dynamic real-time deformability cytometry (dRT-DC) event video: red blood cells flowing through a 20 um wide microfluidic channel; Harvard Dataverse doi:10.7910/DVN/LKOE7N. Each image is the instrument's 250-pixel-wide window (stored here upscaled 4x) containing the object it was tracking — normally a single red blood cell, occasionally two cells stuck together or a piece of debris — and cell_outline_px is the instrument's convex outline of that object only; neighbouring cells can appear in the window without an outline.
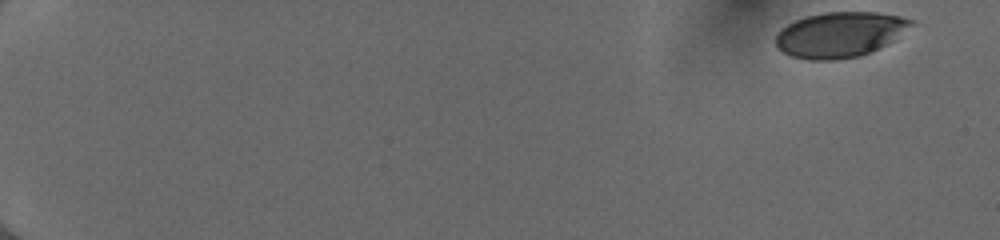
{"species": "human", "species_latin": "Homo sapiens", "temperature_condition": "cold", "stored_images_in_passage": 52, "camera_frame_rate_fps": 3000, "um_per_image_px": 0.085, "donor": {"sex": "female"}, "frame": {"image": 1, "passage_image": 1, "time_ms": 0.0, "image_size_px": [1000, 240], "cell_outline_px": [[916, 24], [888, 44], [860, 56], [836, 60], [808, 60], [792, 56], [784, 52], [776, 44], [776, 32], [788, 24], [796, 20], [808, 16], [824, 12], [876, 12], [900, 16], [916, 20]], "centroid_in_image_um": [71.44, 2.93], "position_along_channel_um": 13.6, "area_um2": 35.89}}
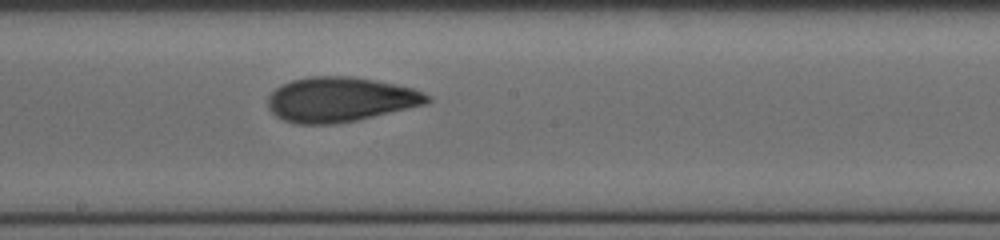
{"frame": {"image": 2, "passage_image": 31, "time_ms": 10.0, "image_size_px": [1000, 240], "cell_outline_px": [[432, 100], [428, 104], [356, 120], [336, 124], [296, 124], [284, 120], [276, 116], [268, 108], [268, 96], [280, 84], [292, 80], [308, 76], [348, 76], [376, 80], [412, 88], [424, 92], [432, 96]], "centroid_in_image_um": [28.93, 8.45], "position_along_channel_um": 219.3, "area_um2": 41.79}}
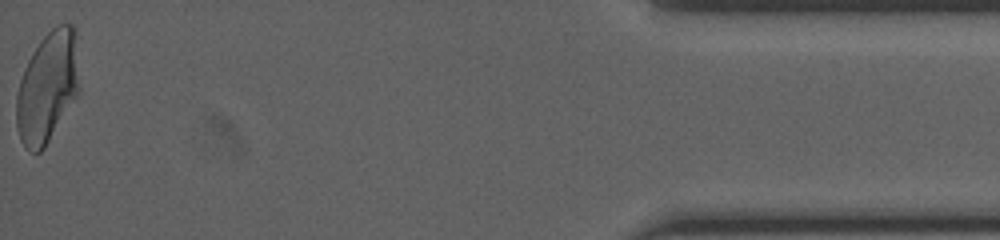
{"frame": {"image": 3, "passage_image": 52, "time_ms": 17.0, "image_size_px": [1000, 240], "cell_outline_px": [[80, 92], [44, 148], [40, 152], [28, 152], [24, 148], [20, 140], [16, 128], [16, 96], [20, 80], [24, 68], [32, 52], [40, 40], [56, 24], [72, 24], [76, 28], [80, 88]], "centroid_in_image_um": [4.05, 7.4], "position_along_channel_um": 431.2, "area_um2": 41.38}, "authors_computed_cell_mechanics": {"area_um2": 39.9109, "velocity_mm_per_s": 4.0379, "shape_relaxation_time_tau1_ms": 4.3939, "shape_relaxation_time_tau2_ms": 1.585, "deformation_change_tau1": 0.1701, "deformation_change_tau2": 0.0787}}